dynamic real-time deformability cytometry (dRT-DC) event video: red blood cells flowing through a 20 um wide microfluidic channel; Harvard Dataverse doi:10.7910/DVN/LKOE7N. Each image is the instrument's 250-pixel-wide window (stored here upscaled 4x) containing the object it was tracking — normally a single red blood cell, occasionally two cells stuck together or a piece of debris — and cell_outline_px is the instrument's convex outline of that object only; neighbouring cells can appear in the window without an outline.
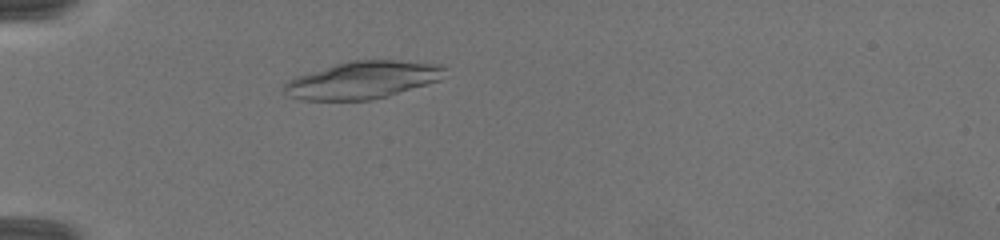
{"species": "common noctule bat (a hibernating species)", "species_latin": "Nyctalus noctula", "temperature_condition": "warm", "stored_images_in_passage": 45, "camera_frame_rate_fps": 3000, "um_per_image_px": 0.085, "animal": {"sex": "female", "body_mass_g": 19.5, "forearm_length_mm": 54.1}, "frame": {"image": 1, "passage_image": 11, "time_ms": 3.667, "image_size_px": [1000, 240], "cell_outline_px": [[444, 68], [440, 80], [388, 96], [372, 100], [304, 100], [288, 96], [284, 92], [284, 84], [288, 80], [296, 76], [336, 64], [352, 60], [396, 60], [440, 64]], "centroid_in_image_um": [30.8, 6.81], "position_along_channel_um": 54.2, "area_um2": 34.74}}
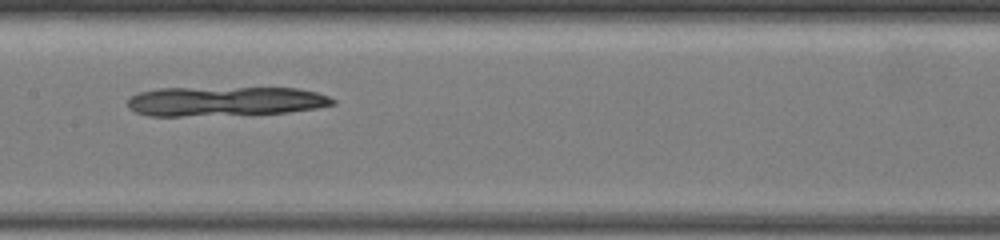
{"frame": {"image": 2, "passage_image": 22, "time_ms": 7.333, "image_size_px": [1000, 240], "cell_outline_px": [[336, 104], [316, 108], [288, 112], [180, 116], [148, 116], [136, 112], [128, 108], [128, 100], [132, 96], [140, 92], [160, 88], [296, 88], [316, 92], [328, 96], [336, 100]], "centroid_in_image_um": [19.13, 8.6], "position_along_channel_um": 188.3, "area_um2": 35.03}}
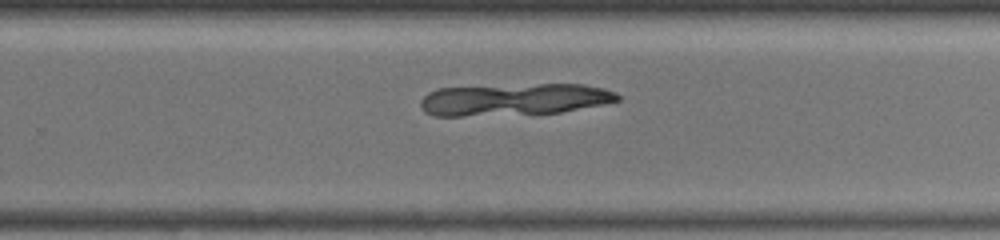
{"frame": {"image": 3, "passage_image": 29, "time_ms": 9.667, "image_size_px": [1000, 240], "cell_outline_px": [[620, 100], [604, 104], [560, 112], [460, 116], [432, 116], [424, 112], [420, 104], [420, 100], [428, 92], [436, 88], [540, 84], [584, 84], [604, 88], [616, 92], [620, 96]], "centroid_in_image_um": [43.69, 8.45], "position_along_channel_um": 286.1, "area_um2": 36.65}}